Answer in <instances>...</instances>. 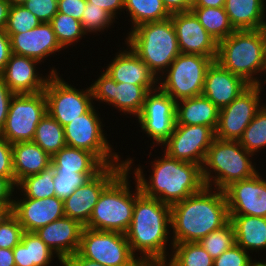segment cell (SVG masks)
<instances>
[{"mask_svg":"<svg viewBox=\"0 0 266 266\" xmlns=\"http://www.w3.org/2000/svg\"><path fill=\"white\" fill-rule=\"evenodd\" d=\"M161 154V157L152 158L154 161H148L151 162L149 176L146 175L147 172L144 173L143 165H135L134 157L129 156L124 160L125 168L134 175L143 195L171 206L199 192L205 186L200 165L173 159L163 151Z\"/></svg>","mask_w":266,"mask_h":266,"instance_id":"obj_1","label":"cell"},{"mask_svg":"<svg viewBox=\"0 0 266 266\" xmlns=\"http://www.w3.org/2000/svg\"><path fill=\"white\" fill-rule=\"evenodd\" d=\"M229 220L224 190L204 186L199 192L171 205L172 242H199Z\"/></svg>","mask_w":266,"mask_h":266,"instance_id":"obj_2","label":"cell"},{"mask_svg":"<svg viewBox=\"0 0 266 266\" xmlns=\"http://www.w3.org/2000/svg\"><path fill=\"white\" fill-rule=\"evenodd\" d=\"M170 232L171 206L141 193L135 199L132 221L125 233L132 253L141 263L168 260L171 253L167 250L173 246Z\"/></svg>","mask_w":266,"mask_h":266,"instance_id":"obj_3","label":"cell"},{"mask_svg":"<svg viewBox=\"0 0 266 266\" xmlns=\"http://www.w3.org/2000/svg\"><path fill=\"white\" fill-rule=\"evenodd\" d=\"M215 61L249 85L265 86L266 37L263 29L235 30L218 42Z\"/></svg>","mask_w":266,"mask_h":266,"instance_id":"obj_4","label":"cell"},{"mask_svg":"<svg viewBox=\"0 0 266 266\" xmlns=\"http://www.w3.org/2000/svg\"><path fill=\"white\" fill-rule=\"evenodd\" d=\"M253 154L249 153L239 140L215 138L208 148L202 165L205 186L224 190L231 183L248 179L259 172Z\"/></svg>","mask_w":266,"mask_h":266,"instance_id":"obj_5","label":"cell"},{"mask_svg":"<svg viewBox=\"0 0 266 266\" xmlns=\"http://www.w3.org/2000/svg\"><path fill=\"white\" fill-rule=\"evenodd\" d=\"M129 175L131 176L125 168L102 191L89 222L84 227L126 233L132 221L135 199L141 194L135 178L132 177L135 181L132 182ZM130 182L135 184V189Z\"/></svg>","mask_w":266,"mask_h":266,"instance_id":"obj_6","label":"cell"},{"mask_svg":"<svg viewBox=\"0 0 266 266\" xmlns=\"http://www.w3.org/2000/svg\"><path fill=\"white\" fill-rule=\"evenodd\" d=\"M124 42L149 66L157 78L180 54L171 18L138 25L127 31Z\"/></svg>","mask_w":266,"mask_h":266,"instance_id":"obj_7","label":"cell"},{"mask_svg":"<svg viewBox=\"0 0 266 266\" xmlns=\"http://www.w3.org/2000/svg\"><path fill=\"white\" fill-rule=\"evenodd\" d=\"M95 107L64 126L67 146L93 153L105 166L125 164L120 152H115L108 140L103 118Z\"/></svg>","mask_w":266,"mask_h":266,"instance_id":"obj_8","label":"cell"},{"mask_svg":"<svg viewBox=\"0 0 266 266\" xmlns=\"http://www.w3.org/2000/svg\"><path fill=\"white\" fill-rule=\"evenodd\" d=\"M214 58L182 54L158 78V87L176 102L202 95L205 75Z\"/></svg>","mask_w":266,"mask_h":266,"instance_id":"obj_9","label":"cell"},{"mask_svg":"<svg viewBox=\"0 0 266 266\" xmlns=\"http://www.w3.org/2000/svg\"><path fill=\"white\" fill-rule=\"evenodd\" d=\"M77 252L82 257L105 266H141L142 264L132 253L125 234L120 232L84 227Z\"/></svg>","mask_w":266,"mask_h":266,"instance_id":"obj_10","label":"cell"},{"mask_svg":"<svg viewBox=\"0 0 266 266\" xmlns=\"http://www.w3.org/2000/svg\"><path fill=\"white\" fill-rule=\"evenodd\" d=\"M63 74H51L44 94L47 100V113L63 127L87 113L93 106V95L90 85L76 89L68 83Z\"/></svg>","mask_w":266,"mask_h":266,"instance_id":"obj_11","label":"cell"},{"mask_svg":"<svg viewBox=\"0 0 266 266\" xmlns=\"http://www.w3.org/2000/svg\"><path fill=\"white\" fill-rule=\"evenodd\" d=\"M46 113L47 100L44 91L36 94H15L0 136L11 144L33 141L36 127Z\"/></svg>","mask_w":266,"mask_h":266,"instance_id":"obj_12","label":"cell"},{"mask_svg":"<svg viewBox=\"0 0 266 266\" xmlns=\"http://www.w3.org/2000/svg\"><path fill=\"white\" fill-rule=\"evenodd\" d=\"M135 123L150 138V149L161 146L173 133L176 123V101L159 87L145 97L141 114ZM152 139V140H151Z\"/></svg>","mask_w":266,"mask_h":266,"instance_id":"obj_13","label":"cell"},{"mask_svg":"<svg viewBox=\"0 0 266 266\" xmlns=\"http://www.w3.org/2000/svg\"><path fill=\"white\" fill-rule=\"evenodd\" d=\"M263 85H249L230 104L219 110L216 138L239 140L256 113L265 104ZM263 97V99H262Z\"/></svg>","mask_w":266,"mask_h":266,"instance_id":"obj_14","label":"cell"},{"mask_svg":"<svg viewBox=\"0 0 266 266\" xmlns=\"http://www.w3.org/2000/svg\"><path fill=\"white\" fill-rule=\"evenodd\" d=\"M102 71L90 85L94 105L98 102L100 106L105 102L104 105L113 107L112 111L115 108L121 112V116L136 119L142 112L148 91L142 85L116 82L103 68Z\"/></svg>","mask_w":266,"mask_h":266,"instance_id":"obj_15","label":"cell"},{"mask_svg":"<svg viewBox=\"0 0 266 266\" xmlns=\"http://www.w3.org/2000/svg\"><path fill=\"white\" fill-rule=\"evenodd\" d=\"M215 138L212 127L175 124L173 133L159 148L173 159L202 167L208 148Z\"/></svg>","mask_w":266,"mask_h":266,"instance_id":"obj_16","label":"cell"},{"mask_svg":"<svg viewBox=\"0 0 266 266\" xmlns=\"http://www.w3.org/2000/svg\"><path fill=\"white\" fill-rule=\"evenodd\" d=\"M125 169V164L105 166L98 174L76 188L63 200L66 217L79 221L85 226L92 215L94 206L102 191Z\"/></svg>","mask_w":266,"mask_h":266,"instance_id":"obj_17","label":"cell"},{"mask_svg":"<svg viewBox=\"0 0 266 266\" xmlns=\"http://www.w3.org/2000/svg\"><path fill=\"white\" fill-rule=\"evenodd\" d=\"M260 172L231 183L224 189L229 215L266 218V177Z\"/></svg>","mask_w":266,"mask_h":266,"instance_id":"obj_18","label":"cell"},{"mask_svg":"<svg viewBox=\"0 0 266 266\" xmlns=\"http://www.w3.org/2000/svg\"><path fill=\"white\" fill-rule=\"evenodd\" d=\"M38 60L11 54L3 72L0 74L7 87L15 94H36L43 92L51 74H60L55 66L49 72L40 73ZM37 68V69H36ZM39 69V70H38Z\"/></svg>","mask_w":266,"mask_h":266,"instance_id":"obj_19","label":"cell"},{"mask_svg":"<svg viewBox=\"0 0 266 266\" xmlns=\"http://www.w3.org/2000/svg\"><path fill=\"white\" fill-rule=\"evenodd\" d=\"M180 53L217 57L218 43L200 24L195 14L190 11L171 14Z\"/></svg>","mask_w":266,"mask_h":266,"instance_id":"obj_20","label":"cell"},{"mask_svg":"<svg viewBox=\"0 0 266 266\" xmlns=\"http://www.w3.org/2000/svg\"><path fill=\"white\" fill-rule=\"evenodd\" d=\"M10 212L26 232H35L65 216L63 200L57 196L43 199L14 196Z\"/></svg>","mask_w":266,"mask_h":266,"instance_id":"obj_21","label":"cell"},{"mask_svg":"<svg viewBox=\"0 0 266 266\" xmlns=\"http://www.w3.org/2000/svg\"><path fill=\"white\" fill-rule=\"evenodd\" d=\"M13 54L30 57L45 63L56 52L65 50L57 40L50 22H41L37 27L22 33L7 34ZM53 55V56H52Z\"/></svg>","mask_w":266,"mask_h":266,"instance_id":"obj_22","label":"cell"},{"mask_svg":"<svg viewBox=\"0 0 266 266\" xmlns=\"http://www.w3.org/2000/svg\"><path fill=\"white\" fill-rule=\"evenodd\" d=\"M126 49H125V47ZM104 69L116 82L142 85L148 92L158 87V78L149 66L124 43Z\"/></svg>","mask_w":266,"mask_h":266,"instance_id":"obj_23","label":"cell"},{"mask_svg":"<svg viewBox=\"0 0 266 266\" xmlns=\"http://www.w3.org/2000/svg\"><path fill=\"white\" fill-rule=\"evenodd\" d=\"M84 226L70 217H62L35 231L44 243L64 262L80 245Z\"/></svg>","mask_w":266,"mask_h":266,"instance_id":"obj_24","label":"cell"},{"mask_svg":"<svg viewBox=\"0 0 266 266\" xmlns=\"http://www.w3.org/2000/svg\"><path fill=\"white\" fill-rule=\"evenodd\" d=\"M248 86L241 77L213 61L205 75L202 95L221 109L236 99Z\"/></svg>","mask_w":266,"mask_h":266,"instance_id":"obj_25","label":"cell"},{"mask_svg":"<svg viewBox=\"0 0 266 266\" xmlns=\"http://www.w3.org/2000/svg\"><path fill=\"white\" fill-rule=\"evenodd\" d=\"M51 158L34 141L12 144L15 187L21 179L48 169L51 166Z\"/></svg>","mask_w":266,"mask_h":266,"instance_id":"obj_26","label":"cell"},{"mask_svg":"<svg viewBox=\"0 0 266 266\" xmlns=\"http://www.w3.org/2000/svg\"><path fill=\"white\" fill-rule=\"evenodd\" d=\"M219 108L204 95L185 98L176 102V123L205 125L216 130Z\"/></svg>","mask_w":266,"mask_h":266,"instance_id":"obj_27","label":"cell"},{"mask_svg":"<svg viewBox=\"0 0 266 266\" xmlns=\"http://www.w3.org/2000/svg\"><path fill=\"white\" fill-rule=\"evenodd\" d=\"M234 226L235 242L249 254L266 250V218L251 215H229Z\"/></svg>","mask_w":266,"mask_h":266,"instance_id":"obj_28","label":"cell"},{"mask_svg":"<svg viewBox=\"0 0 266 266\" xmlns=\"http://www.w3.org/2000/svg\"><path fill=\"white\" fill-rule=\"evenodd\" d=\"M224 10L235 30L262 29L266 22V0H225Z\"/></svg>","mask_w":266,"mask_h":266,"instance_id":"obj_29","label":"cell"},{"mask_svg":"<svg viewBox=\"0 0 266 266\" xmlns=\"http://www.w3.org/2000/svg\"><path fill=\"white\" fill-rule=\"evenodd\" d=\"M13 254L16 266H53V258L59 261L58 266H63L59 257L35 232L24 231L21 242L13 248Z\"/></svg>","mask_w":266,"mask_h":266,"instance_id":"obj_30","label":"cell"},{"mask_svg":"<svg viewBox=\"0 0 266 266\" xmlns=\"http://www.w3.org/2000/svg\"><path fill=\"white\" fill-rule=\"evenodd\" d=\"M54 171L98 174L105 165L91 152L65 146L51 158Z\"/></svg>","mask_w":266,"mask_h":266,"instance_id":"obj_31","label":"cell"},{"mask_svg":"<svg viewBox=\"0 0 266 266\" xmlns=\"http://www.w3.org/2000/svg\"><path fill=\"white\" fill-rule=\"evenodd\" d=\"M124 10L127 18L129 17V30L143 23L162 21L171 17L162 0H124Z\"/></svg>","mask_w":266,"mask_h":266,"instance_id":"obj_32","label":"cell"},{"mask_svg":"<svg viewBox=\"0 0 266 266\" xmlns=\"http://www.w3.org/2000/svg\"><path fill=\"white\" fill-rule=\"evenodd\" d=\"M191 11L217 43L235 31L224 7H191Z\"/></svg>","mask_w":266,"mask_h":266,"instance_id":"obj_33","label":"cell"},{"mask_svg":"<svg viewBox=\"0 0 266 266\" xmlns=\"http://www.w3.org/2000/svg\"><path fill=\"white\" fill-rule=\"evenodd\" d=\"M33 141L51 157L67 146L64 127L48 113L44 115L37 125Z\"/></svg>","mask_w":266,"mask_h":266,"instance_id":"obj_34","label":"cell"},{"mask_svg":"<svg viewBox=\"0 0 266 266\" xmlns=\"http://www.w3.org/2000/svg\"><path fill=\"white\" fill-rule=\"evenodd\" d=\"M54 176L55 173L52 166L38 174L27 176L16 184L14 194L19 193V196L34 199L54 197L56 196L53 181Z\"/></svg>","mask_w":266,"mask_h":266,"instance_id":"obj_35","label":"cell"},{"mask_svg":"<svg viewBox=\"0 0 266 266\" xmlns=\"http://www.w3.org/2000/svg\"><path fill=\"white\" fill-rule=\"evenodd\" d=\"M169 261L173 266H213L214 259L199 242L173 244Z\"/></svg>","mask_w":266,"mask_h":266,"instance_id":"obj_36","label":"cell"},{"mask_svg":"<svg viewBox=\"0 0 266 266\" xmlns=\"http://www.w3.org/2000/svg\"><path fill=\"white\" fill-rule=\"evenodd\" d=\"M266 102V100H265ZM240 144L255 157L266 148V103L256 113L239 139ZM259 152V153H258Z\"/></svg>","mask_w":266,"mask_h":266,"instance_id":"obj_37","label":"cell"},{"mask_svg":"<svg viewBox=\"0 0 266 266\" xmlns=\"http://www.w3.org/2000/svg\"><path fill=\"white\" fill-rule=\"evenodd\" d=\"M50 23L58 42L65 50L69 47L73 48L78 42L80 43L83 37H87L83 31L81 21L69 15L58 12Z\"/></svg>","mask_w":266,"mask_h":266,"instance_id":"obj_38","label":"cell"},{"mask_svg":"<svg viewBox=\"0 0 266 266\" xmlns=\"http://www.w3.org/2000/svg\"><path fill=\"white\" fill-rule=\"evenodd\" d=\"M115 22H117L115 18L105 9L100 6H92L87 2L81 18L82 28L86 35L99 36L105 30L108 32L111 27L114 28Z\"/></svg>","mask_w":266,"mask_h":266,"instance_id":"obj_39","label":"cell"},{"mask_svg":"<svg viewBox=\"0 0 266 266\" xmlns=\"http://www.w3.org/2000/svg\"><path fill=\"white\" fill-rule=\"evenodd\" d=\"M199 243L213 259H216L224 251L236 244L235 231L232 222L229 220L221 228L211 232L206 237H203Z\"/></svg>","mask_w":266,"mask_h":266,"instance_id":"obj_40","label":"cell"},{"mask_svg":"<svg viewBox=\"0 0 266 266\" xmlns=\"http://www.w3.org/2000/svg\"><path fill=\"white\" fill-rule=\"evenodd\" d=\"M41 21L24 5H12L5 27L7 34L24 33L37 27Z\"/></svg>","mask_w":266,"mask_h":266,"instance_id":"obj_41","label":"cell"},{"mask_svg":"<svg viewBox=\"0 0 266 266\" xmlns=\"http://www.w3.org/2000/svg\"><path fill=\"white\" fill-rule=\"evenodd\" d=\"M54 190L56 196L62 200L69 197L76 188L82 186L96 174H80L77 172L54 171Z\"/></svg>","mask_w":266,"mask_h":266,"instance_id":"obj_42","label":"cell"},{"mask_svg":"<svg viewBox=\"0 0 266 266\" xmlns=\"http://www.w3.org/2000/svg\"><path fill=\"white\" fill-rule=\"evenodd\" d=\"M23 227L11 212L0 216V248L13 249L21 242Z\"/></svg>","mask_w":266,"mask_h":266,"instance_id":"obj_43","label":"cell"},{"mask_svg":"<svg viewBox=\"0 0 266 266\" xmlns=\"http://www.w3.org/2000/svg\"><path fill=\"white\" fill-rule=\"evenodd\" d=\"M242 247L234 244L231 248L224 251L214 259L213 266H254L257 259H254Z\"/></svg>","mask_w":266,"mask_h":266,"instance_id":"obj_44","label":"cell"},{"mask_svg":"<svg viewBox=\"0 0 266 266\" xmlns=\"http://www.w3.org/2000/svg\"><path fill=\"white\" fill-rule=\"evenodd\" d=\"M58 0H28L23 5L41 22H51L58 13Z\"/></svg>","mask_w":266,"mask_h":266,"instance_id":"obj_45","label":"cell"},{"mask_svg":"<svg viewBox=\"0 0 266 266\" xmlns=\"http://www.w3.org/2000/svg\"><path fill=\"white\" fill-rule=\"evenodd\" d=\"M0 177L7 178L15 186L12 144L0 136Z\"/></svg>","mask_w":266,"mask_h":266,"instance_id":"obj_46","label":"cell"},{"mask_svg":"<svg viewBox=\"0 0 266 266\" xmlns=\"http://www.w3.org/2000/svg\"><path fill=\"white\" fill-rule=\"evenodd\" d=\"M86 4V0H58L57 7L59 13L69 15L81 21Z\"/></svg>","mask_w":266,"mask_h":266,"instance_id":"obj_47","label":"cell"},{"mask_svg":"<svg viewBox=\"0 0 266 266\" xmlns=\"http://www.w3.org/2000/svg\"><path fill=\"white\" fill-rule=\"evenodd\" d=\"M15 189L7 178L0 177V210L3 213L11 211Z\"/></svg>","mask_w":266,"mask_h":266,"instance_id":"obj_48","label":"cell"},{"mask_svg":"<svg viewBox=\"0 0 266 266\" xmlns=\"http://www.w3.org/2000/svg\"><path fill=\"white\" fill-rule=\"evenodd\" d=\"M15 95L5 84L2 76L0 75V131L4 127L7 119L9 106L12 97Z\"/></svg>","mask_w":266,"mask_h":266,"instance_id":"obj_49","label":"cell"},{"mask_svg":"<svg viewBox=\"0 0 266 266\" xmlns=\"http://www.w3.org/2000/svg\"><path fill=\"white\" fill-rule=\"evenodd\" d=\"M90 5L102 7L107 12H109L115 19L119 15L121 16V12L125 14L124 11V0H86ZM119 14V15H118Z\"/></svg>","mask_w":266,"mask_h":266,"instance_id":"obj_50","label":"cell"},{"mask_svg":"<svg viewBox=\"0 0 266 266\" xmlns=\"http://www.w3.org/2000/svg\"><path fill=\"white\" fill-rule=\"evenodd\" d=\"M11 54L10 37L5 30H0V74L3 72Z\"/></svg>","mask_w":266,"mask_h":266,"instance_id":"obj_51","label":"cell"},{"mask_svg":"<svg viewBox=\"0 0 266 266\" xmlns=\"http://www.w3.org/2000/svg\"><path fill=\"white\" fill-rule=\"evenodd\" d=\"M170 14L190 11L193 0H162Z\"/></svg>","mask_w":266,"mask_h":266,"instance_id":"obj_52","label":"cell"},{"mask_svg":"<svg viewBox=\"0 0 266 266\" xmlns=\"http://www.w3.org/2000/svg\"><path fill=\"white\" fill-rule=\"evenodd\" d=\"M63 266H105L96 261L89 260L82 257L78 252L69 256L64 262Z\"/></svg>","mask_w":266,"mask_h":266,"instance_id":"obj_53","label":"cell"},{"mask_svg":"<svg viewBox=\"0 0 266 266\" xmlns=\"http://www.w3.org/2000/svg\"><path fill=\"white\" fill-rule=\"evenodd\" d=\"M10 7L8 0H0V30H5Z\"/></svg>","mask_w":266,"mask_h":266,"instance_id":"obj_54","label":"cell"},{"mask_svg":"<svg viewBox=\"0 0 266 266\" xmlns=\"http://www.w3.org/2000/svg\"><path fill=\"white\" fill-rule=\"evenodd\" d=\"M0 266H16L13 249L0 248Z\"/></svg>","mask_w":266,"mask_h":266,"instance_id":"obj_55","label":"cell"},{"mask_svg":"<svg viewBox=\"0 0 266 266\" xmlns=\"http://www.w3.org/2000/svg\"><path fill=\"white\" fill-rule=\"evenodd\" d=\"M225 0H193L192 7H224Z\"/></svg>","mask_w":266,"mask_h":266,"instance_id":"obj_56","label":"cell"},{"mask_svg":"<svg viewBox=\"0 0 266 266\" xmlns=\"http://www.w3.org/2000/svg\"><path fill=\"white\" fill-rule=\"evenodd\" d=\"M141 266H173L167 260H159V261H146L141 264Z\"/></svg>","mask_w":266,"mask_h":266,"instance_id":"obj_57","label":"cell"},{"mask_svg":"<svg viewBox=\"0 0 266 266\" xmlns=\"http://www.w3.org/2000/svg\"><path fill=\"white\" fill-rule=\"evenodd\" d=\"M9 3L12 5H23L28 0H8Z\"/></svg>","mask_w":266,"mask_h":266,"instance_id":"obj_58","label":"cell"},{"mask_svg":"<svg viewBox=\"0 0 266 266\" xmlns=\"http://www.w3.org/2000/svg\"><path fill=\"white\" fill-rule=\"evenodd\" d=\"M261 261H257L261 266H266V258L265 259H260Z\"/></svg>","mask_w":266,"mask_h":266,"instance_id":"obj_59","label":"cell"},{"mask_svg":"<svg viewBox=\"0 0 266 266\" xmlns=\"http://www.w3.org/2000/svg\"><path fill=\"white\" fill-rule=\"evenodd\" d=\"M262 29H263V32H264L265 37H266V22H265L264 27Z\"/></svg>","mask_w":266,"mask_h":266,"instance_id":"obj_60","label":"cell"},{"mask_svg":"<svg viewBox=\"0 0 266 266\" xmlns=\"http://www.w3.org/2000/svg\"><path fill=\"white\" fill-rule=\"evenodd\" d=\"M254 266H261L258 262H256V264Z\"/></svg>","mask_w":266,"mask_h":266,"instance_id":"obj_61","label":"cell"}]
</instances>
